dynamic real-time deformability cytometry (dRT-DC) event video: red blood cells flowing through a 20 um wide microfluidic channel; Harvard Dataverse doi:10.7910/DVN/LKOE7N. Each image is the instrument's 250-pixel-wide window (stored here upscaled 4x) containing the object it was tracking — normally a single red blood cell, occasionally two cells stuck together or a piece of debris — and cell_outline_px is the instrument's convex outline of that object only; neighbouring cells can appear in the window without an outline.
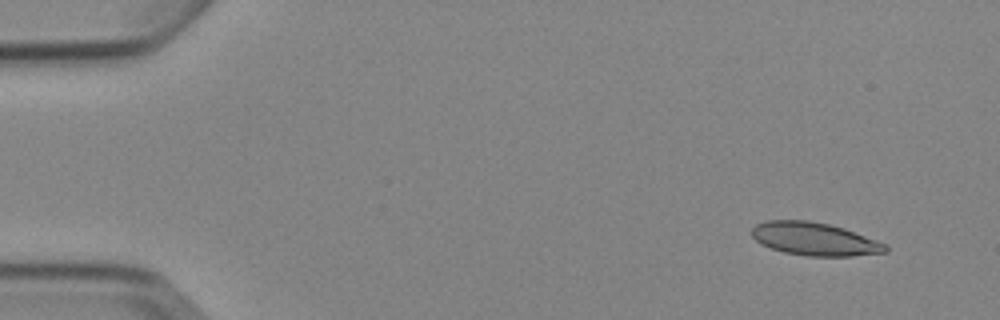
{"species": "Egyptian fruit bat (a non-hibernating species)", "species_latin": "Rousettus aegyptiacus", "temperature_condition": "cold", "stored_images_in_passage": 4, "camera_frame_rate_fps": 3000, "um_per_image_px": 0.085, "animal": {"sex": "female"}, "frame": {"image": 1, "passage_image": 1, "time_ms": 0.0, "image_size_px": [1000, 320], "cell_outline_px": [[888, 252], [852, 256], [808, 256], [784, 252], [760, 244], [752, 236], [752, 228], [756, 224], [764, 220], [808, 220], [828, 224], [844, 228], [888, 244]], "centroid_in_image_um": [69.25, 20.31], "position_along_channel_um": 15.7, "area_um2": 25.84}}
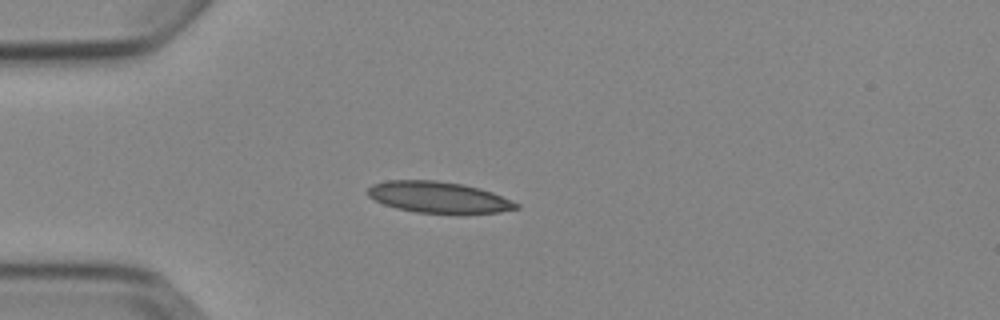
{"frame": {"image": 2, "passage_image": 4, "time_ms": 3.333, "image_size_px": [1000, 320], "cell_outline_px": [[520, 208], [500, 212], [460, 216], [416, 212], [396, 208], [384, 204], [368, 196], [368, 188], [372, 184], [388, 180], [436, 180], [464, 184], [480, 188], [492, 192], [520, 204]], "centroid_in_image_um": [37.34, 16.8], "position_along_channel_um": 47.7, "area_um2": 27.86}}